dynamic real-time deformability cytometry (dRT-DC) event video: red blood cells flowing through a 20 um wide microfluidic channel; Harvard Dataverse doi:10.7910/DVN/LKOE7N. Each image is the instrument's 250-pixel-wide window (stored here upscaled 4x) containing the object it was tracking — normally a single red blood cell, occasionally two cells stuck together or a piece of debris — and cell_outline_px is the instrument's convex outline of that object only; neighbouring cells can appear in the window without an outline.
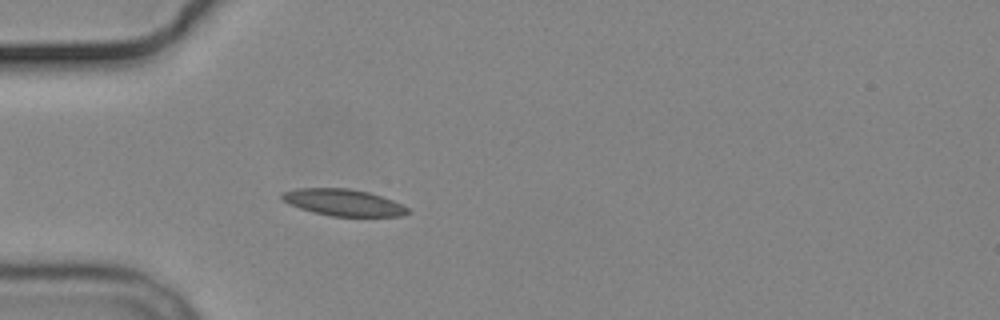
{"species": "common noctule bat (a hibernating species)", "species_latin": "Nyctalus noctula", "temperature_condition": "cold", "stored_images_in_passage": 5, "camera_frame_rate_fps": 3000, "um_per_image_px": 0.085, "animal": {"sex": "male", "body_mass_g": 19.2, "forearm_length_mm": 51.8}, "frame": {"image": 1, "passage_image": 5, "time_ms": 4.667, "image_size_px": [1000, 320], "cell_outline_px": [[408, 212], [404, 216], [332, 216], [312, 212], [288, 204], [280, 196], [280, 192], [296, 188], [348, 188], [368, 192], [392, 200], [408, 208]], "centroid_in_image_um": [29.13, 17.2], "position_along_channel_um": 55.9, "area_um2": 19.48}}